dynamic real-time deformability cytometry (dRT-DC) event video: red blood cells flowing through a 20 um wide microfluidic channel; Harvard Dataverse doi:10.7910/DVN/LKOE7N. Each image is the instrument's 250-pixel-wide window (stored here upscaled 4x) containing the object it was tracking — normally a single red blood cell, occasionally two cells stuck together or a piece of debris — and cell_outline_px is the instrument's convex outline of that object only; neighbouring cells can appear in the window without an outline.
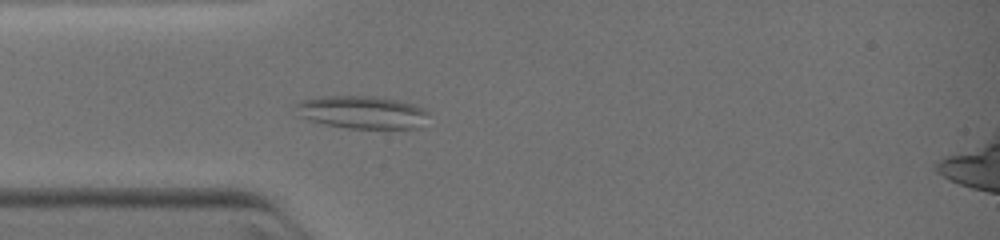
{"species": "common noctule bat (a hibernating species)", "species_latin": "Nyctalus noctula", "temperature_condition": "warm", "stored_images_in_passage": 4, "camera_frame_rate_fps": 3000, "um_per_image_px": 0.085, "animal": {"sex": "female", "body_mass_g": 19.0, "forearm_length_mm": 51.5}, "frame": {"image": 1, "passage_image": 4, "time_ms": 3.333, "image_size_px": [1000, 240], "cell_outline_px": [[428, 112], [420, 128], [348, 128], [324, 124], [308, 120], [296, 116], [296, 104], [300, 100], [320, 96], [376, 96], [396, 100], [412, 104], [424, 108]], "centroid_in_image_um": [30.71, 9.53], "position_along_channel_um": 54.3, "area_um2": 25.43}}